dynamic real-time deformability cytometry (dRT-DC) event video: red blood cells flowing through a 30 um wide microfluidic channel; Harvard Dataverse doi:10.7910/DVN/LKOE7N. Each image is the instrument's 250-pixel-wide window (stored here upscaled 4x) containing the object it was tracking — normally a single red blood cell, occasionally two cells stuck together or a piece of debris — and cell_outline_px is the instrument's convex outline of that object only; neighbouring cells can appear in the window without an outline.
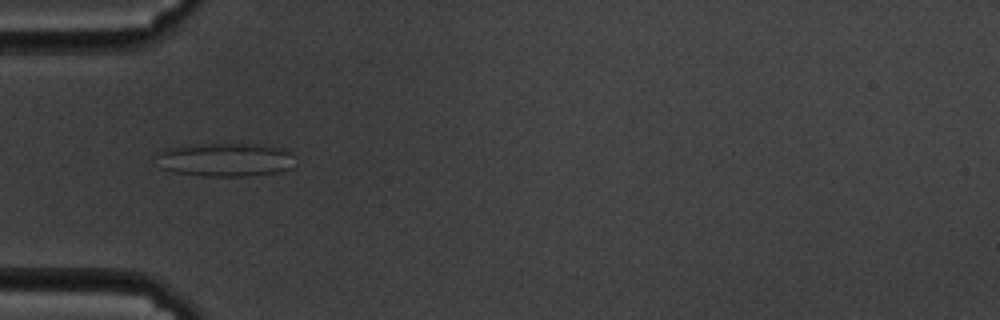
{"species": "common noctule bat (a hibernating species)", "species_latin": "Nyctalus noctula", "temperature_condition": "cold", "stored_images_in_passage": 41, "camera_frame_rate_fps": 3000, "um_per_image_px": 0.085, "animal": {"sex": "male", "body_mass_g": 19.5, "forearm_length_mm": 54.6}, "frame": {"image": 1, "passage_image": 1, "time_ms": 0.0, "image_size_px": [1000, 320], "cell_outline_px": [[296, 164], [292, 168], [280, 172], [252, 176], [204, 176], [172, 172], [160, 168], [156, 156], [156, 152], [164, 148], [192, 144], [272, 144], [288, 148], [292, 152]], "centroid_in_image_um": [19.22, 13.56], "position_along_channel_um": 65.8, "area_um2": 28.21}}
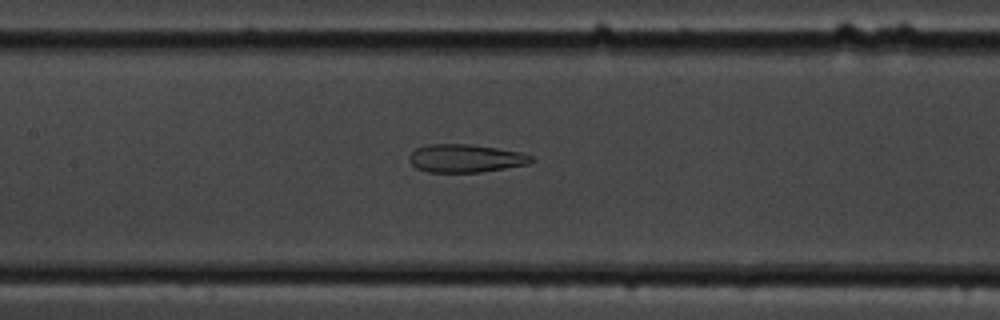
{"frame": {"image": 2, "passage_image": 10, "time_ms": 3.0, "image_size_px": [1000, 320], "cell_outline_px": [[536, 160], [528, 164], [480, 172], [428, 172], [416, 168], [408, 160], [408, 156], [416, 148], [428, 144], [472, 144], [520, 152], [532, 156]], "centroid_in_image_um": [39.56, 13.45], "position_along_channel_um": 167.8, "area_um2": 20.0}}
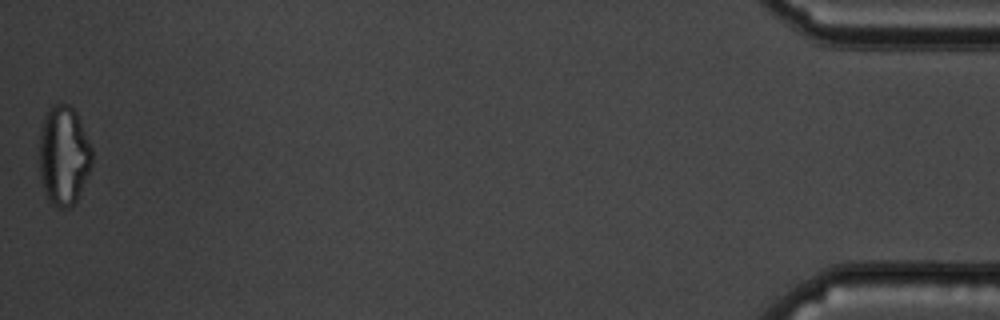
{"frame": {"image": 3, "passage_image": 41, "time_ms": 13.333, "image_size_px": [1000, 320], "cell_outline_px": [[92, 164], [76, 200], [68, 208], [60, 208], [52, 204], [48, 200], [40, 176], [40, 132], [44, 116], [48, 108], [52, 104], [68, 104], [76, 112], [92, 148]], "centroid_in_image_um": [5.41, 13.19], "position_along_channel_um": 429.8, "area_um2": 30.29}, "authors_computed_cell_mechanics": {"area_um2": 21.5594, "velocity_mm_per_s": 3.4122, "shape_relaxation_time_tau1_ms": null, "shape_relaxation_time_tau2_ms": 2.8907, "deformation_change_tau1": null, "deformation_change_tau2": 0.1322}}